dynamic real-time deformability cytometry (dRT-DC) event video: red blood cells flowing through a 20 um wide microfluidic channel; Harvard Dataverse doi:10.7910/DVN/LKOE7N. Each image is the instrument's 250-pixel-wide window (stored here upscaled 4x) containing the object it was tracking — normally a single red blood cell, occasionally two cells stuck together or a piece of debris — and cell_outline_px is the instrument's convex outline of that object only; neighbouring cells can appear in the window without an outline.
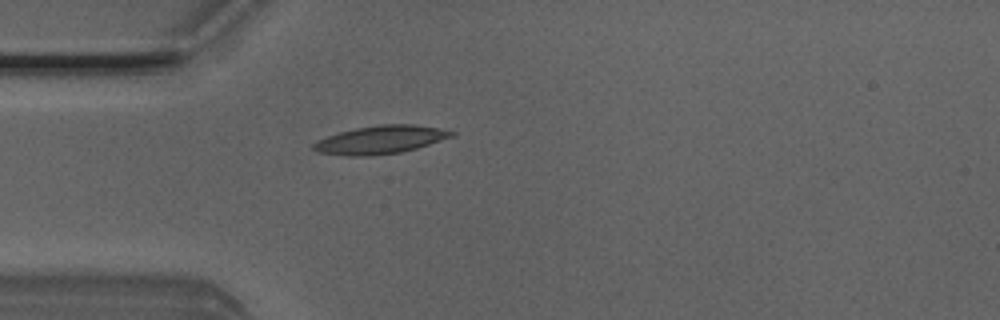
{"species": "Egyptian fruit bat (a non-hibernating species)", "species_latin": "Rousettus aegyptiacus", "temperature_condition": "room temperature", "stored_images_in_passage": 3, "camera_frame_rate_fps": 3000, "um_per_image_px": 0.085, "animal": {"sex": "male"}, "frame": {"image": 1, "passage_image": 2, "time_ms": 0.333, "image_size_px": [1000, 320], "cell_outline_px": [[456, 136], [416, 148], [400, 152], [368, 156], [348, 156], [316, 152], [312, 148], [312, 144], [328, 136], [340, 132], [356, 128], [380, 124], [412, 124], [440, 128], [456, 132]], "centroid_in_image_um": [32.37, 11.88], "position_along_channel_um": 52.6, "area_um2": 22.6}}